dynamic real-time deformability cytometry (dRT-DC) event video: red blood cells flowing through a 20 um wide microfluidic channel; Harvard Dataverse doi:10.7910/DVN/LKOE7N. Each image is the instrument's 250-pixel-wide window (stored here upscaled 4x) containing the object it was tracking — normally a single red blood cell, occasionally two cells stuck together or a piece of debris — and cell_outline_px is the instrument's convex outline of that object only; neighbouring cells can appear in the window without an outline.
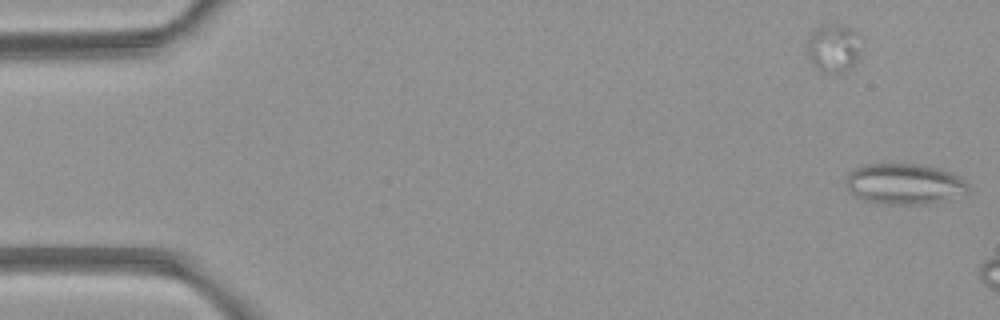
{"species": "common noctule bat (a hibernating species)", "species_latin": "Nyctalus noctula", "temperature_condition": "room temperature", "stored_images_in_passage": 3, "camera_frame_rate_fps": 3000, "um_per_image_px": 0.085, "animal": {"sex": "female", "body_mass_g": 21.9}, "frame": {"image": 1, "passage_image": 1, "time_ms": 0.0, "image_size_px": [1000, 320], "cell_outline_px": [[968, 192], [928, 204], [880, 204], [864, 200], [856, 196], [844, 184], [844, 180], [848, 172], [856, 168], [868, 164], [916, 164], [940, 168], [952, 172], [960, 176], [968, 184]], "centroid_in_image_um": [76.85, 15.63], "position_along_channel_um": 8.2, "area_um2": 29.07}}